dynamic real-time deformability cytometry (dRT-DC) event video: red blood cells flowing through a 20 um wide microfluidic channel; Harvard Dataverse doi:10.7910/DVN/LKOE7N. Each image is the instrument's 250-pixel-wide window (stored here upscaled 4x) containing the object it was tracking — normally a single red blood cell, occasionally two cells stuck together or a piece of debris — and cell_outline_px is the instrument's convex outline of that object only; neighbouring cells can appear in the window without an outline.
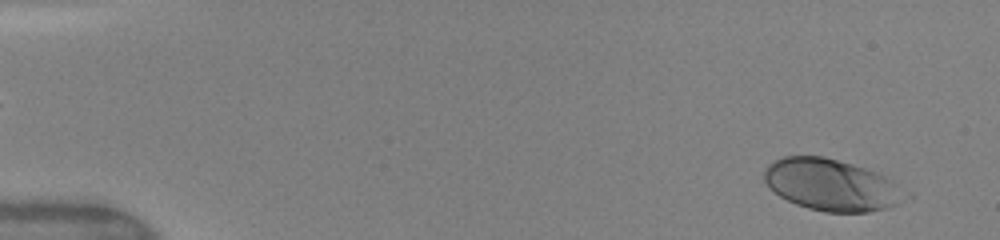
{"species": "human", "species_latin": "Homo sapiens", "temperature_condition": "warm", "stored_images_in_passage": 7, "camera_frame_rate_fps": 3000, "um_per_image_px": 0.085, "donor": {"sex": "female"}, "frame": {"image": 1, "passage_image": 1, "time_ms": 0.0, "image_size_px": [1000, 240], "cell_outline_px": [[912, 196], [888, 208], [868, 212], [824, 212], [808, 208], [796, 204], [780, 196], [768, 188], [764, 180], [764, 168], [768, 164], [784, 156], [824, 156], [852, 164], [876, 172], [892, 180], [912, 192]], "centroid_in_image_um": [70.72, 15.72], "position_along_channel_um": 14.3, "area_um2": 42.89}}